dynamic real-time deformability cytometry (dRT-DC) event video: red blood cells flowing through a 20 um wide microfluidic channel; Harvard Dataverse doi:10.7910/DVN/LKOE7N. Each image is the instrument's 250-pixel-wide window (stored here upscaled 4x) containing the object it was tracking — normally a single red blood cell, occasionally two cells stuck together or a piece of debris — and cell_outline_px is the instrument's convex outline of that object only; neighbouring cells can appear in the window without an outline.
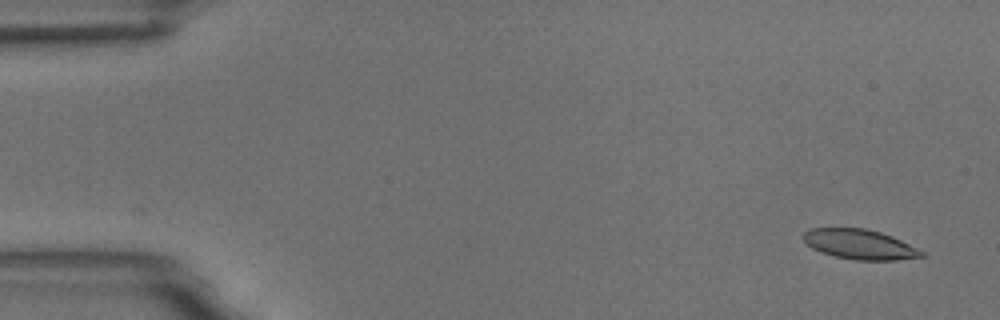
{"species": "common noctule bat (a hibernating species)", "species_latin": "Nyctalus noctula", "temperature_condition": "room temperature", "stored_images_in_passage": 57, "camera_frame_rate_fps": 3000, "um_per_image_px": 0.085, "animal": {"sex": "male", "body_mass_g": 18.8}, "frame": {"image": 1, "passage_image": 1, "time_ms": 0.0, "image_size_px": [1000, 320], "cell_outline_px": [[928, 256], [896, 260], [856, 260], [832, 256], [820, 252], [812, 248], [804, 240], [804, 232], [812, 228], [864, 228], [880, 232], [892, 236], [924, 252]], "centroid_in_image_um": [73.08, 20.78], "position_along_channel_um": 11.9, "area_um2": 20.52}}
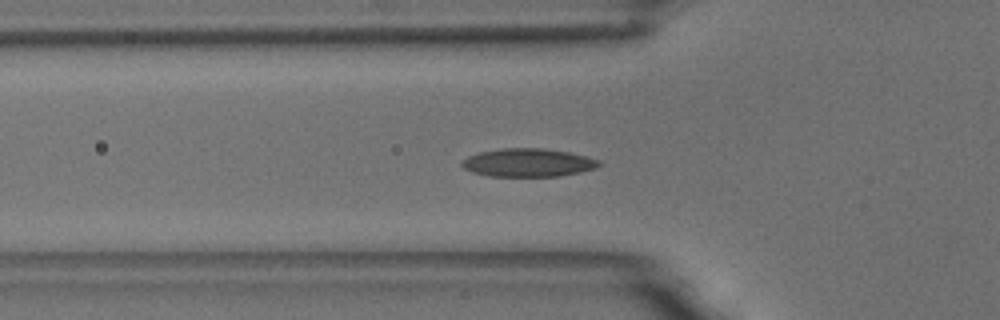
{"frame": {"image": 2, "passage_image": 18, "time_ms": 5.667, "image_size_px": [1000, 320], "cell_outline_px": [[604, 164], [596, 168], [580, 172], [560, 176], [488, 176], [472, 172], [464, 168], [460, 164], [460, 160], [468, 156], [480, 152], [500, 148], [544, 148], [568, 152], [588, 156], [600, 160]], "centroid_in_image_um": [44.9, 13.82], "position_along_channel_um": 80.9, "area_um2": 22.83}}
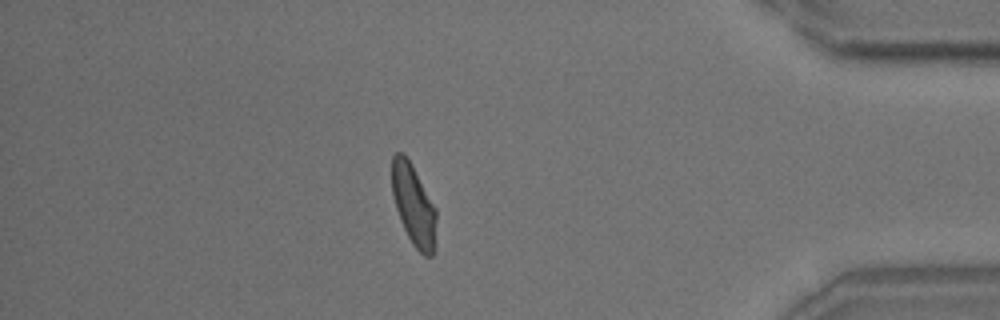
{"frame": {"image": 3, "passage_image": 49, "time_ms": 16.0, "image_size_px": [1000, 320], "cell_outline_px": [[436, 220], [432, 256], [424, 256], [412, 244], [400, 220], [396, 208], [392, 192], [392, 156], [396, 152], [400, 152], [408, 160], [436, 208]], "centroid_in_image_um": [35.14, 17.44], "position_along_channel_um": 400.1, "area_um2": 20.35}, "authors_computed_cell_mechanics": {"area_um2": 21.386, "velocity_mm_per_s": 3.4423, "shape_relaxation_time_tau1_ms": 5.0189, "shape_relaxation_time_tau2_ms": 1.9595, "deformation_change_tau1": 0.142, "deformation_change_tau2": 0.0643}}